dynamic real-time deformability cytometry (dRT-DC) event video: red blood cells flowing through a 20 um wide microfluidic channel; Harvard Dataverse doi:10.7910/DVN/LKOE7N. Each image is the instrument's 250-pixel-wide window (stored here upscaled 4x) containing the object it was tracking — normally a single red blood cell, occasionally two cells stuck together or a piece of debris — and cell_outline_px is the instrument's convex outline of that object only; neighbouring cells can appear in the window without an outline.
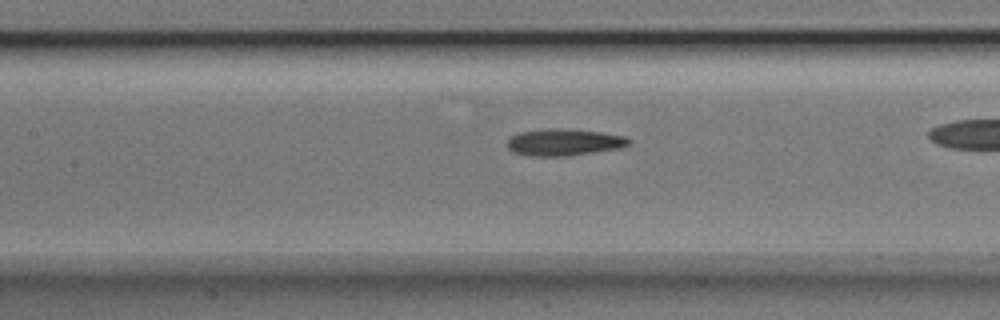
{"species": "Egyptian fruit bat (a non-hibernating species)", "species_latin": "Rousettus aegyptiacus", "temperature_condition": "room temperature", "stored_images_in_passage": 39, "camera_frame_rate_fps": 3000, "um_per_image_px": 0.085, "animal": {"sex": "male"}, "frame": {"image": 1, "passage_image": 23, "time_ms": 7.333, "image_size_px": [1000, 320], "cell_outline_px": [[632, 140], [628, 144], [620, 148], [568, 156], [528, 156], [512, 152], [508, 148], [508, 136], [520, 132], [544, 128], [564, 128], [600, 132], [624, 136]], "centroid_in_image_um": [47.89, 12.08], "position_along_channel_um": 159.5, "area_um2": 19.19}}